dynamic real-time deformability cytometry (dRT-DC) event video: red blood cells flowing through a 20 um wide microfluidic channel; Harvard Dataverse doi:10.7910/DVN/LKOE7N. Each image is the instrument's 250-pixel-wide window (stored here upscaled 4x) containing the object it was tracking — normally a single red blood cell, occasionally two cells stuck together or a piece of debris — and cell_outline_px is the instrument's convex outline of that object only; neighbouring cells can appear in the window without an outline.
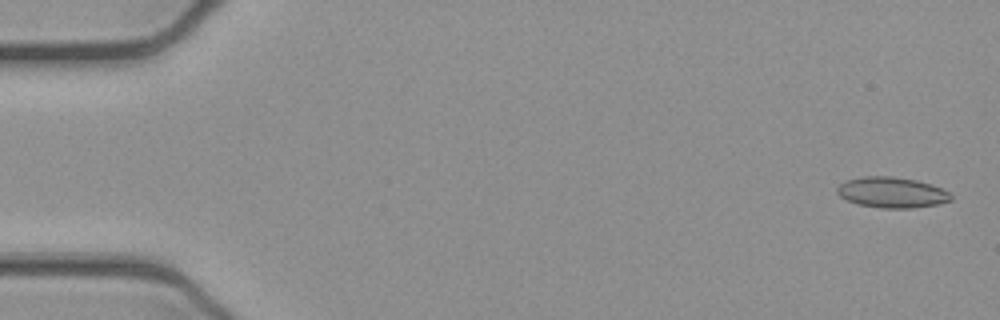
{"species": "common noctule bat (a hibernating species)", "species_latin": "Nyctalus noctula", "temperature_condition": "cold", "stored_images_in_passage": 48, "camera_frame_rate_fps": 3000, "um_per_image_px": 0.085, "animal": {"sex": "female", "body_mass_g": 21.9}, "frame": {"image": 1, "passage_image": 2, "time_ms": 0.333, "image_size_px": [1000, 320], "cell_outline_px": [[952, 200], [936, 204], [912, 208], [880, 208], [856, 204], [840, 196], [836, 192], [836, 188], [844, 180], [864, 176], [892, 176], [916, 180], [932, 184], [948, 192], [952, 196]], "centroid_in_image_um": [75.77, 16.35], "position_along_channel_um": 9.2, "area_um2": 20.4}}
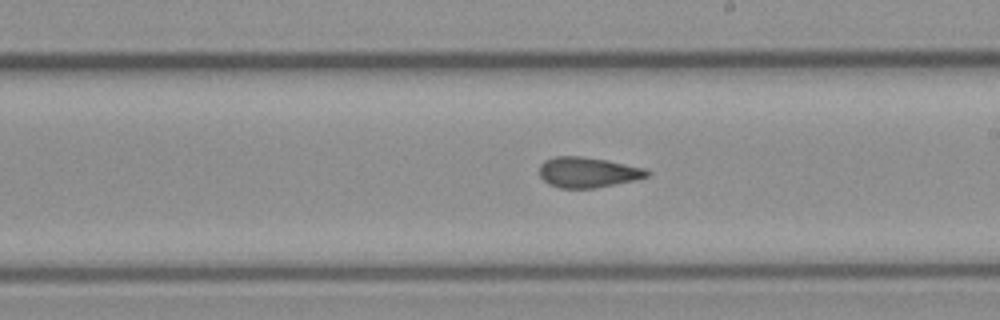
{"frame": {"image": 2, "passage_image": 30, "time_ms": 9.667, "image_size_px": [1000, 320], "cell_outline_px": [[652, 172], [648, 176], [636, 180], [596, 188], [560, 188], [548, 184], [540, 176], [540, 164], [544, 160], [556, 156], [580, 156], [608, 160], [648, 168]], "centroid_in_image_um": [50.01, 14.64], "position_along_channel_um": 239.0, "area_um2": 19.36}}
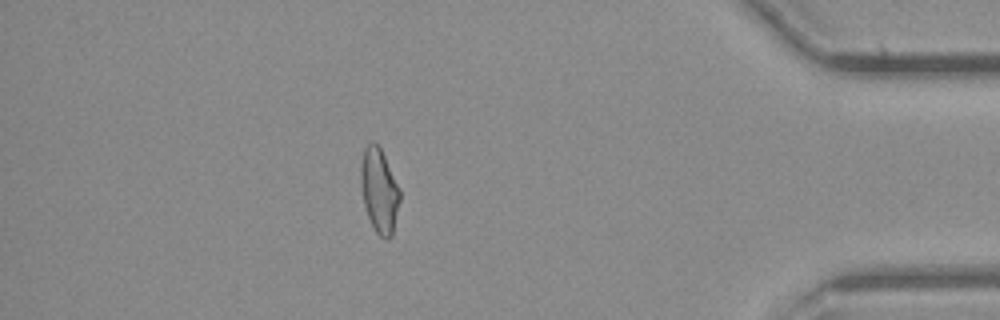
{"frame": {"image": 3, "passage_image": 46, "time_ms": 15.0, "image_size_px": [1000, 320], "cell_outline_px": [[400, 200], [392, 236], [388, 240], [384, 240], [376, 232], [368, 216], [364, 204], [360, 184], [360, 168], [364, 148], [372, 140], [380, 148], [400, 188]], "centroid_in_image_um": [32.24, 16.22], "position_along_channel_um": 403.0, "area_um2": 19.19}}